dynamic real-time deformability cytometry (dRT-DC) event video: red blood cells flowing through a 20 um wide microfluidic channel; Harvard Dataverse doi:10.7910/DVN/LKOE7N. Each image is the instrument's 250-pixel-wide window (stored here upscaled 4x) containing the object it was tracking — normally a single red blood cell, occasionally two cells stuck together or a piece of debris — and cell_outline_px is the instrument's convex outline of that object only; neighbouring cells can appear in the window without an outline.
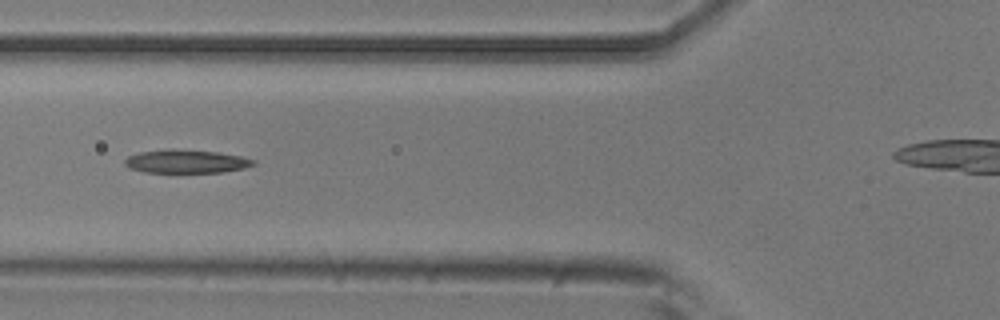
{"species": "common noctule bat (a hibernating species)", "species_latin": "Nyctalus noctula", "temperature_condition": "room temperature", "stored_images_in_passage": 5, "camera_frame_rate_fps": 3000, "um_per_image_px": 0.085, "animal": {"sex": "male", "body_mass_g": 20.5, "forearm_length_mm": 52.5}, "frame": {"image": 1, "passage_image": 5, "time_ms": 1.333, "image_size_px": [1000, 320], "cell_outline_px": [[256, 164], [244, 168], [224, 172], [144, 172], [128, 168], [124, 164], [124, 160], [128, 156], [140, 152], [164, 148], [172, 148], [216, 152], [240, 156], [256, 160]], "centroid_in_image_um": [15.79, 13.71], "position_along_channel_um": 110.0, "area_um2": 17.69}}